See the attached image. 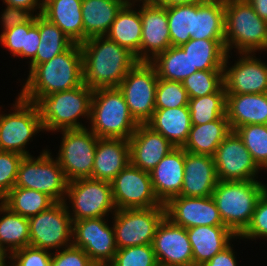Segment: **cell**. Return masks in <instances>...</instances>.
<instances>
[{"instance_id": "obj_25", "label": "cell", "mask_w": 267, "mask_h": 266, "mask_svg": "<svg viewBox=\"0 0 267 266\" xmlns=\"http://www.w3.org/2000/svg\"><path fill=\"white\" fill-rule=\"evenodd\" d=\"M193 252V266H200L226 248L236 236L226 226H195L186 229Z\"/></svg>"}, {"instance_id": "obj_53", "label": "cell", "mask_w": 267, "mask_h": 266, "mask_svg": "<svg viewBox=\"0 0 267 266\" xmlns=\"http://www.w3.org/2000/svg\"><path fill=\"white\" fill-rule=\"evenodd\" d=\"M258 14V16L267 22V0H246Z\"/></svg>"}, {"instance_id": "obj_56", "label": "cell", "mask_w": 267, "mask_h": 266, "mask_svg": "<svg viewBox=\"0 0 267 266\" xmlns=\"http://www.w3.org/2000/svg\"><path fill=\"white\" fill-rule=\"evenodd\" d=\"M119 1L123 2L125 5H128L133 3L135 0H119Z\"/></svg>"}, {"instance_id": "obj_55", "label": "cell", "mask_w": 267, "mask_h": 266, "mask_svg": "<svg viewBox=\"0 0 267 266\" xmlns=\"http://www.w3.org/2000/svg\"><path fill=\"white\" fill-rule=\"evenodd\" d=\"M8 256L5 252L0 248V266H8L7 262ZM7 262V263H6Z\"/></svg>"}, {"instance_id": "obj_38", "label": "cell", "mask_w": 267, "mask_h": 266, "mask_svg": "<svg viewBox=\"0 0 267 266\" xmlns=\"http://www.w3.org/2000/svg\"><path fill=\"white\" fill-rule=\"evenodd\" d=\"M192 125H201L226 116V91L224 86L217 92L189 99Z\"/></svg>"}, {"instance_id": "obj_35", "label": "cell", "mask_w": 267, "mask_h": 266, "mask_svg": "<svg viewBox=\"0 0 267 266\" xmlns=\"http://www.w3.org/2000/svg\"><path fill=\"white\" fill-rule=\"evenodd\" d=\"M40 43L35 58L29 62V72L38 64L51 60L68 50L74 42L56 25L39 14Z\"/></svg>"}, {"instance_id": "obj_5", "label": "cell", "mask_w": 267, "mask_h": 266, "mask_svg": "<svg viewBox=\"0 0 267 266\" xmlns=\"http://www.w3.org/2000/svg\"><path fill=\"white\" fill-rule=\"evenodd\" d=\"M89 124L87 127L98 138L125 140L130 139L139 125L118 87L93 90Z\"/></svg>"}, {"instance_id": "obj_9", "label": "cell", "mask_w": 267, "mask_h": 266, "mask_svg": "<svg viewBox=\"0 0 267 266\" xmlns=\"http://www.w3.org/2000/svg\"><path fill=\"white\" fill-rule=\"evenodd\" d=\"M14 102L10 113H4L0 109V151L30 156L31 153L26 147L33 136L44 132L43 126L34 103L22 99L19 95Z\"/></svg>"}, {"instance_id": "obj_48", "label": "cell", "mask_w": 267, "mask_h": 266, "mask_svg": "<svg viewBox=\"0 0 267 266\" xmlns=\"http://www.w3.org/2000/svg\"><path fill=\"white\" fill-rule=\"evenodd\" d=\"M50 266H96L82 248L73 244L52 252Z\"/></svg>"}, {"instance_id": "obj_27", "label": "cell", "mask_w": 267, "mask_h": 266, "mask_svg": "<svg viewBox=\"0 0 267 266\" xmlns=\"http://www.w3.org/2000/svg\"><path fill=\"white\" fill-rule=\"evenodd\" d=\"M82 0H43L42 13L56 24L74 43L84 42Z\"/></svg>"}, {"instance_id": "obj_32", "label": "cell", "mask_w": 267, "mask_h": 266, "mask_svg": "<svg viewBox=\"0 0 267 266\" xmlns=\"http://www.w3.org/2000/svg\"><path fill=\"white\" fill-rule=\"evenodd\" d=\"M179 47L188 54L192 71L223 70L227 55L224 39H190Z\"/></svg>"}, {"instance_id": "obj_51", "label": "cell", "mask_w": 267, "mask_h": 266, "mask_svg": "<svg viewBox=\"0 0 267 266\" xmlns=\"http://www.w3.org/2000/svg\"><path fill=\"white\" fill-rule=\"evenodd\" d=\"M232 242L224 248L221 252L217 253L209 261L201 264L200 266H239L237 263V252L233 249Z\"/></svg>"}, {"instance_id": "obj_44", "label": "cell", "mask_w": 267, "mask_h": 266, "mask_svg": "<svg viewBox=\"0 0 267 266\" xmlns=\"http://www.w3.org/2000/svg\"><path fill=\"white\" fill-rule=\"evenodd\" d=\"M261 238H267V190L258 199L249 225L238 236L239 240L247 239V241Z\"/></svg>"}, {"instance_id": "obj_30", "label": "cell", "mask_w": 267, "mask_h": 266, "mask_svg": "<svg viewBox=\"0 0 267 266\" xmlns=\"http://www.w3.org/2000/svg\"><path fill=\"white\" fill-rule=\"evenodd\" d=\"M124 5L119 0H82L84 42L95 36H105Z\"/></svg>"}, {"instance_id": "obj_47", "label": "cell", "mask_w": 267, "mask_h": 266, "mask_svg": "<svg viewBox=\"0 0 267 266\" xmlns=\"http://www.w3.org/2000/svg\"><path fill=\"white\" fill-rule=\"evenodd\" d=\"M35 24V17L27 23L17 25L14 28L1 32L0 43L3 48L8 49L12 57L23 58V48H25L26 34Z\"/></svg>"}, {"instance_id": "obj_18", "label": "cell", "mask_w": 267, "mask_h": 266, "mask_svg": "<svg viewBox=\"0 0 267 266\" xmlns=\"http://www.w3.org/2000/svg\"><path fill=\"white\" fill-rule=\"evenodd\" d=\"M135 6L140 7L142 21L140 62H150L171 47L167 7L154 0H135Z\"/></svg>"}, {"instance_id": "obj_46", "label": "cell", "mask_w": 267, "mask_h": 266, "mask_svg": "<svg viewBox=\"0 0 267 266\" xmlns=\"http://www.w3.org/2000/svg\"><path fill=\"white\" fill-rule=\"evenodd\" d=\"M51 258L52 252L29 245L13 252L8 266H50Z\"/></svg>"}, {"instance_id": "obj_36", "label": "cell", "mask_w": 267, "mask_h": 266, "mask_svg": "<svg viewBox=\"0 0 267 266\" xmlns=\"http://www.w3.org/2000/svg\"><path fill=\"white\" fill-rule=\"evenodd\" d=\"M156 70L157 76L163 80L180 81L197 71H192V63L188 54L179 46H171L156 55L149 62Z\"/></svg>"}, {"instance_id": "obj_28", "label": "cell", "mask_w": 267, "mask_h": 266, "mask_svg": "<svg viewBox=\"0 0 267 266\" xmlns=\"http://www.w3.org/2000/svg\"><path fill=\"white\" fill-rule=\"evenodd\" d=\"M141 34L140 8L135 7L134 1L121 8L105 36L127 49L140 62Z\"/></svg>"}, {"instance_id": "obj_40", "label": "cell", "mask_w": 267, "mask_h": 266, "mask_svg": "<svg viewBox=\"0 0 267 266\" xmlns=\"http://www.w3.org/2000/svg\"><path fill=\"white\" fill-rule=\"evenodd\" d=\"M254 161L262 170H267V125H242L236 130Z\"/></svg>"}, {"instance_id": "obj_7", "label": "cell", "mask_w": 267, "mask_h": 266, "mask_svg": "<svg viewBox=\"0 0 267 266\" xmlns=\"http://www.w3.org/2000/svg\"><path fill=\"white\" fill-rule=\"evenodd\" d=\"M50 149H43L37 158L21 159L14 187L28 188L47 194L55 202H64L68 181Z\"/></svg>"}, {"instance_id": "obj_41", "label": "cell", "mask_w": 267, "mask_h": 266, "mask_svg": "<svg viewBox=\"0 0 267 266\" xmlns=\"http://www.w3.org/2000/svg\"><path fill=\"white\" fill-rule=\"evenodd\" d=\"M189 99L217 93L223 86V70H198L182 81Z\"/></svg>"}, {"instance_id": "obj_20", "label": "cell", "mask_w": 267, "mask_h": 266, "mask_svg": "<svg viewBox=\"0 0 267 266\" xmlns=\"http://www.w3.org/2000/svg\"><path fill=\"white\" fill-rule=\"evenodd\" d=\"M166 217L184 228L195 226H225L217 206L209 197H172L166 204Z\"/></svg>"}, {"instance_id": "obj_34", "label": "cell", "mask_w": 267, "mask_h": 266, "mask_svg": "<svg viewBox=\"0 0 267 266\" xmlns=\"http://www.w3.org/2000/svg\"><path fill=\"white\" fill-rule=\"evenodd\" d=\"M224 0L195 4L194 34L191 39H224Z\"/></svg>"}, {"instance_id": "obj_16", "label": "cell", "mask_w": 267, "mask_h": 266, "mask_svg": "<svg viewBox=\"0 0 267 266\" xmlns=\"http://www.w3.org/2000/svg\"><path fill=\"white\" fill-rule=\"evenodd\" d=\"M109 217L83 219L73 222L72 244L82 248L96 265H107L118 248ZM107 220V221H106Z\"/></svg>"}, {"instance_id": "obj_37", "label": "cell", "mask_w": 267, "mask_h": 266, "mask_svg": "<svg viewBox=\"0 0 267 266\" xmlns=\"http://www.w3.org/2000/svg\"><path fill=\"white\" fill-rule=\"evenodd\" d=\"M1 202L11 211L27 218L43 212L55 203L45 193L21 187H13Z\"/></svg>"}, {"instance_id": "obj_10", "label": "cell", "mask_w": 267, "mask_h": 266, "mask_svg": "<svg viewBox=\"0 0 267 266\" xmlns=\"http://www.w3.org/2000/svg\"><path fill=\"white\" fill-rule=\"evenodd\" d=\"M62 134L57 159L68 182L91 178L98 137L88 128L57 131Z\"/></svg>"}, {"instance_id": "obj_50", "label": "cell", "mask_w": 267, "mask_h": 266, "mask_svg": "<svg viewBox=\"0 0 267 266\" xmlns=\"http://www.w3.org/2000/svg\"><path fill=\"white\" fill-rule=\"evenodd\" d=\"M39 43V15H36L35 24L28 30V33L26 34L25 48H23V58L30 60H28L27 63L35 58Z\"/></svg>"}, {"instance_id": "obj_45", "label": "cell", "mask_w": 267, "mask_h": 266, "mask_svg": "<svg viewBox=\"0 0 267 266\" xmlns=\"http://www.w3.org/2000/svg\"><path fill=\"white\" fill-rule=\"evenodd\" d=\"M23 155L0 151V201L15 186L18 166Z\"/></svg>"}, {"instance_id": "obj_8", "label": "cell", "mask_w": 267, "mask_h": 266, "mask_svg": "<svg viewBox=\"0 0 267 266\" xmlns=\"http://www.w3.org/2000/svg\"><path fill=\"white\" fill-rule=\"evenodd\" d=\"M64 204L73 222L109 217L110 213L113 215L117 210L113 201L111 182L92 178L68 182Z\"/></svg>"}, {"instance_id": "obj_33", "label": "cell", "mask_w": 267, "mask_h": 266, "mask_svg": "<svg viewBox=\"0 0 267 266\" xmlns=\"http://www.w3.org/2000/svg\"><path fill=\"white\" fill-rule=\"evenodd\" d=\"M0 216V248L9 257L30 245L29 219L11 211L1 201Z\"/></svg>"}, {"instance_id": "obj_31", "label": "cell", "mask_w": 267, "mask_h": 266, "mask_svg": "<svg viewBox=\"0 0 267 266\" xmlns=\"http://www.w3.org/2000/svg\"><path fill=\"white\" fill-rule=\"evenodd\" d=\"M227 116L201 125H191L187 142L182 147L193 154L214 156L220 143L231 132Z\"/></svg>"}, {"instance_id": "obj_14", "label": "cell", "mask_w": 267, "mask_h": 266, "mask_svg": "<svg viewBox=\"0 0 267 266\" xmlns=\"http://www.w3.org/2000/svg\"><path fill=\"white\" fill-rule=\"evenodd\" d=\"M112 196L117 210L161 206L156 197L150 172L129 163L111 181Z\"/></svg>"}, {"instance_id": "obj_2", "label": "cell", "mask_w": 267, "mask_h": 266, "mask_svg": "<svg viewBox=\"0 0 267 266\" xmlns=\"http://www.w3.org/2000/svg\"><path fill=\"white\" fill-rule=\"evenodd\" d=\"M18 95L34 103L40 96L74 89L84 84L83 57L80 44L51 60L36 65L28 74Z\"/></svg>"}, {"instance_id": "obj_29", "label": "cell", "mask_w": 267, "mask_h": 266, "mask_svg": "<svg viewBox=\"0 0 267 266\" xmlns=\"http://www.w3.org/2000/svg\"><path fill=\"white\" fill-rule=\"evenodd\" d=\"M146 124L162 134L175 147H183L192 125L189 106L155 109Z\"/></svg>"}, {"instance_id": "obj_12", "label": "cell", "mask_w": 267, "mask_h": 266, "mask_svg": "<svg viewBox=\"0 0 267 266\" xmlns=\"http://www.w3.org/2000/svg\"><path fill=\"white\" fill-rule=\"evenodd\" d=\"M28 219L30 246L56 252L72 245L73 221L64 202H55Z\"/></svg>"}, {"instance_id": "obj_49", "label": "cell", "mask_w": 267, "mask_h": 266, "mask_svg": "<svg viewBox=\"0 0 267 266\" xmlns=\"http://www.w3.org/2000/svg\"><path fill=\"white\" fill-rule=\"evenodd\" d=\"M4 5H6V7L4 11L1 12L0 16L2 32L14 28L17 25L30 22L35 17L30 10L10 6L8 4Z\"/></svg>"}, {"instance_id": "obj_23", "label": "cell", "mask_w": 267, "mask_h": 266, "mask_svg": "<svg viewBox=\"0 0 267 266\" xmlns=\"http://www.w3.org/2000/svg\"><path fill=\"white\" fill-rule=\"evenodd\" d=\"M184 163L185 150L182 147H175L150 171L154 193L162 204L180 195Z\"/></svg>"}, {"instance_id": "obj_57", "label": "cell", "mask_w": 267, "mask_h": 266, "mask_svg": "<svg viewBox=\"0 0 267 266\" xmlns=\"http://www.w3.org/2000/svg\"><path fill=\"white\" fill-rule=\"evenodd\" d=\"M96 266H110L109 264H107V265H96Z\"/></svg>"}, {"instance_id": "obj_24", "label": "cell", "mask_w": 267, "mask_h": 266, "mask_svg": "<svg viewBox=\"0 0 267 266\" xmlns=\"http://www.w3.org/2000/svg\"><path fill=\"white\" fill-rule=\"evenodd\" d=\"M129 163L128 140L99 138L91 178L111 182Z\"/></svg>"}, {"instance_id": "obj_21", "label": "cell", "mask_w": 267, "mask_h": 266, "mask_svg": "<svg viewBox=\"0 0 267 266\" xmlns=\"http://www.w3.org/2000/svg\"><path fill=\"white\" fill-rule=\"evenodd\" d=\"M130 163L150 172L175 146L147 124H139L130 137Z\"/></svg>"}, {"instance_id": "obj_13", "label": "cell", "mask_w": 267, "mask_h": 266, "mask_svg": "<svg viewBox=\"0 0 267 266\" xmlns=\"http://www.w3.org/2000/svg\"><path fill=\"white\" fill-rule=\"evenodd\" d=\"M158 79L149 62H137L118 86L132 117L139 124H146L153 116Z\"/></svg>"}, {"instance_id": "obj_22", "label": "cell", "mask_w": 267, "mask_h": 266, "mask_svg": "<svg viewBox=\"0 0 267 266\" xmlns=\"http://www.w3.org/2000/svg\"><path fill=\"white\" fill-rule=\"evenodd\" d=\"M218 181L212 156L185 151L184 177L180 196H212Z\"/></svg>"}, {"instance_id": "obj_52", "label": "cell", "mask_w": 267, "mask_h": 266, "mask_svg": "<svg viewBox=\"0 0 267 266\" xmlns=\"http://www.w3.org/2000/svg\"><path fill=\"white\" fill-rule=\"evenodd\" d=\"M2 1L4 4H8L10 6L30 10L35 16L42 13L43 0H2Z\"/></svg>"}, {"instance_id": "obj_4", "label": "cell", "mask_w": 267, "mask_h": 266, "mask_svg": "<svg viewBox=\"0 0 267 266\" xmlns=\"http://www.w3.org/2000/svg\"><path fill=\"white\" fill-rule=\"evenodd\" d=\"M225 48L236 53L267 51V22L246 0H224Z\"/></svg>"}, {"instance_id": "obj_3", "label": "cell", "mask_w": 267, "mask_h": 266, "mask_svg": "<svg viewBox=\"0 0 267 266\" xmlns=\"http://www.w3.org/2000/svg\"><path fill=\"white\" fill-rule=\"evenodd\" d=\"M93 89L86 84L74 89L40 96L34 104L37 107L44 132L66 129H80L86 126L80 119L90 121Z\"/></svg>"}, {"instance_id": "obj_17", "label": "cell", "mask_w": 267, "mask_h": 266, "mask_svg": "<svg viewBox=\"0 0 267 266\" xmlns=\"http://www.w3.org/2000/svg\"><path fill=\"white\" fill-rule=\"evenodd\" d=\"M238 59L231 66L227 53L223 65V82L226 94L267 93V63L256 53H236ZM228 64V65H227Z\"/></svg>"}, {"instance_id": "obj_39", "label": "cell", "mask_w": 267, "mask_h": 266, "mask_svg": "<svg viewBox=\"0 0 267 266\" xmlns=\"http://www.w3.org/2000/svg\"><path fill=\"white\" fill-rule=\"evenodd\" d=\"M171 46L187 43L194 34L195 4L167 7Z\"/></svg>"}, {"instance_id": "obj_26", "label": "cell", "mask_w": 267, "mask_h": 266, "mask_svg": "<svg viewBox=\"0 0 267 266\" xmlns=\"http://www.w3.org/2000/svg\"><path fill=\"white\" fill-rule=\"evenodd\" d=\"M226 116L233 131L242 125H267V93L226 94Z\"/></svg>"}, {"instance_id": "obj_43", "label": "cell", "mask_w": 267, "mask_h": 266, "mask_svg": "<svg viewBox=\"0 0 267 266\" xmlns=\"http://www.w3.org/2000/svg\"><path fill=\"white\" fill-rule=\"evenodd\" d=\"M109 265L159 266L152 244L118 249Z\"/></svg>"}, {"instance_id": "obj_42", "label": "cell", "mask_w": 267, "mask_h": 266, "mask_svg": "<svg viewBox=\"0 0 267 266\" xmlns=\"http://www.w3.org/2000/svg\"><path fill=\"white\" fill-rule=\"evenodd\" d=\"M189 97L180 81L158 79L155 94V109L188 106Z\"/></svg>"}, {"instance_id": "obj_19", "label": "cell", "mask_w": 267, "mask_h": 266, "mask_svg": "<svg viewBox=\"0 0 267 266\" xmlns=\"http://www.w3.org/2000/svg\"><path fill=\"white\" fill-rule=\"evenodd\" d=\"M153 249L159 266H193V252L186 228L166 216L159 223Z\"/></svg>"}, {"instance_id": "obj_6", "label": "cell", "mask_w": 267, "mask_h": 266, "mask_svg": "<svg viewBox=\"0 0 267 266\" xmlns=\"http://www.w3.org/2000/svg\"><path fill=\"white\" fill-rule=\"evenodd\" d=\"M259 180L218 181L212 198L224 225L239 236L249 225L258 199L267 190Z\"/></svg>"}, {"instance_id": "obj_1", "label": "cell", "mask_w": 267, "mask_h": 266, "mask_svg": "<svg viewBox=\"0 0 267 266\" xmlns=\"http://www.w3.org/2000/svg\"><path fill=\"white\" fill-rule=\"evenodd\" d=\"M83 80L91 89L118 87L137 64L135 56L106 36H95L80 44Z\"/></svg>"}, {"instance_id": "obj_15", "label": "cell", "mask_w": 267, "mask_h": 266, "mask_svg": "<svg viewBox=\"0 0 267 266\" xmlns=\"http://www.w3.org/2000/svg\"><path fill=\"white\" fill-rule=\"evenodd\" d=\"M213 158L219 181L257 180L263 171L233 130L220 143Z\"/></svg>"}, {"instance_id": "obj_11", "label": "cell", "mask_w": 267, "mask_h": 266, "mask_svg": "<svg viewBox=\"0 0 267 266\" xmlns=\"http://www.w3.org/2000/svg\"><path fill=\"white\" fill-rule=\"evenodd\" d=\"M112 226L118 249L153 243L156 229L166 216L165 204L151 208L116 210Z\"/></svg>"}, {"instance_id": "obj_54", "label": "cell", "mask_w": 267, "mask_h": 266, "mask_svg": "<svg viewBox=\"0 0 267 266\" xmlns=\"http://www.w3.org/2000/svg\"><path fill=\"white\" fill-rule=\"evenodd\" d=\"M165 7L203 3L207 0H154Z\"/></svg>"}]
</instances>
